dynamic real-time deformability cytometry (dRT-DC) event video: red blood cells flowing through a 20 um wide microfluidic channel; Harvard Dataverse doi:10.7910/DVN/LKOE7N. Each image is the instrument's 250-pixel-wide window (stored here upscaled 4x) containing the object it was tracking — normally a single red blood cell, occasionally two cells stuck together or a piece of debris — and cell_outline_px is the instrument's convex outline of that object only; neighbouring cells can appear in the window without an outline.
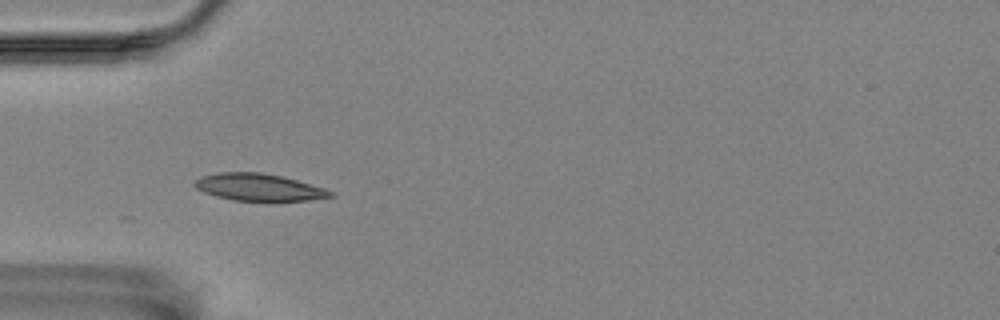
{"species": "Egyptian fruit bat (a non-hibernating species)", "species_latin": "Rousettus aegyptiacus", "temperature_condition": "room temperature", "stored_images_in_passage": 35, "camera_frame_rate_fps": 3000, "um_per_image_px": 0.085, "animal": {"sex": "female"}, "frame": {"image": 1, "passage_image": 17, "time_ms": 5.333, "image_size_px": [1000, 320], "cell_outline_px": [[336, 196], [308, 200], [236, 200], [216, 196], [204, 192], [196, 188], [192, 184], [200, 176], [220, 172], [260, 172], [280, 176], [296, 180], [324, 188], [332, 192]], "centroid_in_image_um": [21.97, 15.9], "position_along_channel_um": 63.0, "area_um2": 21.1}}
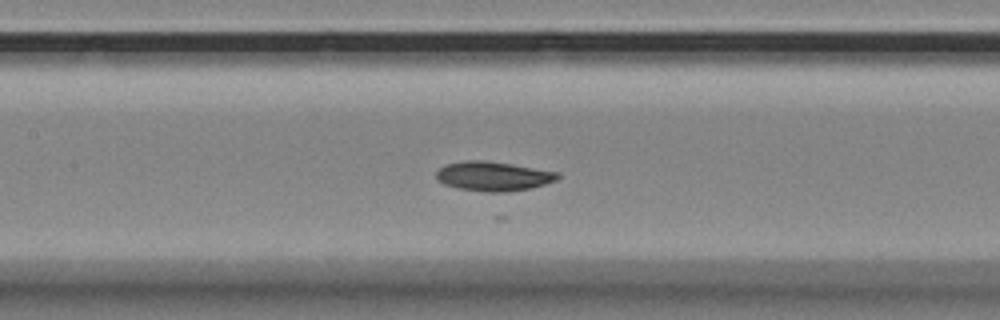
{"frame": {"image": 2, "passage_image": 26, "time_ms": 8.333, "image_size_px": [1000, 320], "cell_outline_px": [[560, 176], [556, 180], [532, 188], [508, 192], [484, 192], [456, 188], [444, 184], [436, 180], [436, 172], [440, 168], [448, 164], [464, 160], [484, 160], [512, 164], [560, 172]], "centroid_in_image_um": [41.93, 14.98], "position_along_channel_um": 165.5, "area_um2": 20.98}}
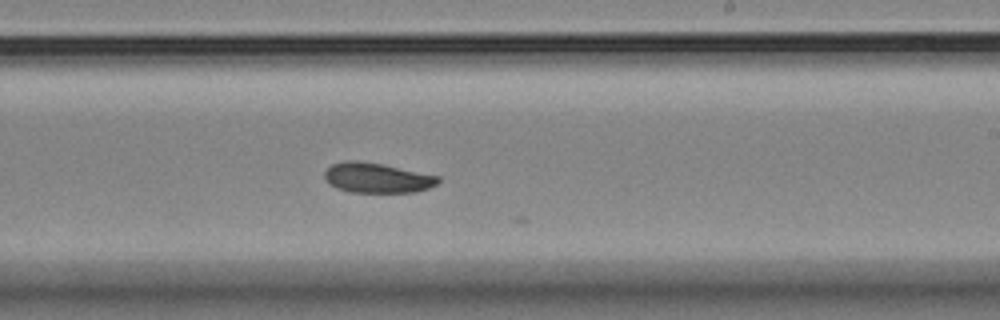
{"frame": {"image": 3, "passage_image": 34, "time_ms": 11.0, "image_size_px": [1000, 320], "cell_outline_px": [[440, 180], [436, 184], [428, 188], [416, 192], [348, 192], [336, 188], [328, 184], [324, 180], [324, 172], [332, 164], [348, 160], [356, 160], [380, 164], [440, 176]], "centroid_in_image_um": [32.01, 15.13], "position_along_channel_um": 257.0, "area_um2": 19.83}}